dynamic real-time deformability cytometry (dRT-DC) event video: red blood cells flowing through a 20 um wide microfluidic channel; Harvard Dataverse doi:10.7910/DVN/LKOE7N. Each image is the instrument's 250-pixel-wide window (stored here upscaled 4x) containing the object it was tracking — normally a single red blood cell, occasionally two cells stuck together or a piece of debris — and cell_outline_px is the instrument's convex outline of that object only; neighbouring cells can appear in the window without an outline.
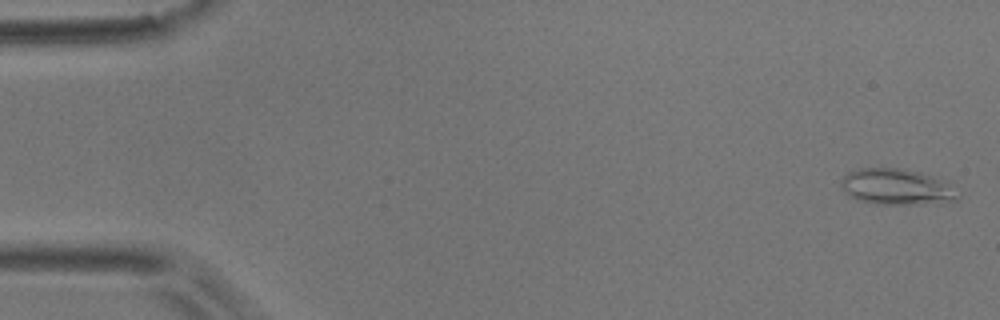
{"species": "common noctule bat (a hibernating species)", "species_latin": "Nyctalus noctula", "temperature_condition": "room temperature", "stored_images_in_passage": 54, "camera_frame_rate_fps": 3000, "um_per_image_px": 0.085, "animal": {"sex": "male", "body_mass_g": 17.9}, "frame": {"image": 1, "passage_image": 2, "time_ms": 0.333, "image_size_px": [1000, 320], "cell_outline_px": [[960, 196], [956, 200], [924, 204], [876, 204], [856, 200], [848, 196], [844, 192], [840, 184], [840, 180], [848, 172], [860, 168], [896, 168], [920, 172], [932, 176], [948, 184]], "centroid_in_image_um": [76.13, 15.89], "position_along_channel_um": 8.9, "area_um2": 24.39}}
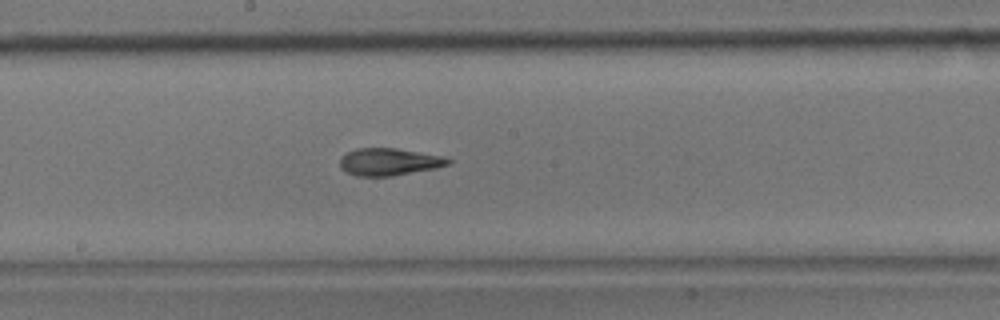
{"frame": {"image": 2, "passage_image": 29, "time_ms": 9.333, "image_size_px": [1000, 320], "cell_outline_px": [[452, 160], [448, 164], [436, 168], [392, 176], [356, 176], [340, 168], [340, 156], [356, 148], [396, 148], [448, 156]], "centroid_in_image_um": [33.1, 13.74], "position_along_channel_um": 215.1, "area_um2": 17.4}}
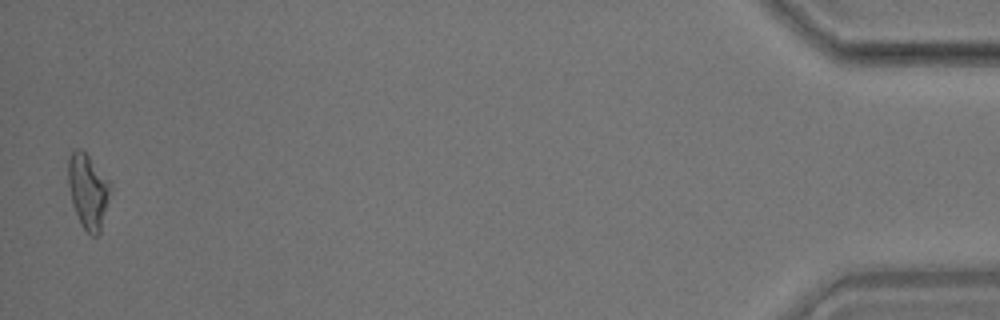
{"frame": {"image": 3, "passage_image": 53, "time_ms": 17.333, "image_size_px": [1000, 320], "cell_outline_px": [[112, 188], [100, 232], [96, 236], [92, 236], [80, 224], [72, 204], [68, 184], [68, 156], [76, 148], [80, 148], [88, 156], [112, 184]], "centroid_in_image_um": [7.48, 16.25], "position_along_channel_um": 427.7, "area_um2": 18.38}, "authors_computed_cell_mechanics": {"area_um2": 17.8024, "velocity_mm_per_s": 3.7803, "shape_relaxation_time_tau1_ms": 8.7828, "shape_relaxation_time_tau2_ms": 2.8812, "deformation_change_tau1": 0.2289, "deformation_change_tau2": 0.1172}}